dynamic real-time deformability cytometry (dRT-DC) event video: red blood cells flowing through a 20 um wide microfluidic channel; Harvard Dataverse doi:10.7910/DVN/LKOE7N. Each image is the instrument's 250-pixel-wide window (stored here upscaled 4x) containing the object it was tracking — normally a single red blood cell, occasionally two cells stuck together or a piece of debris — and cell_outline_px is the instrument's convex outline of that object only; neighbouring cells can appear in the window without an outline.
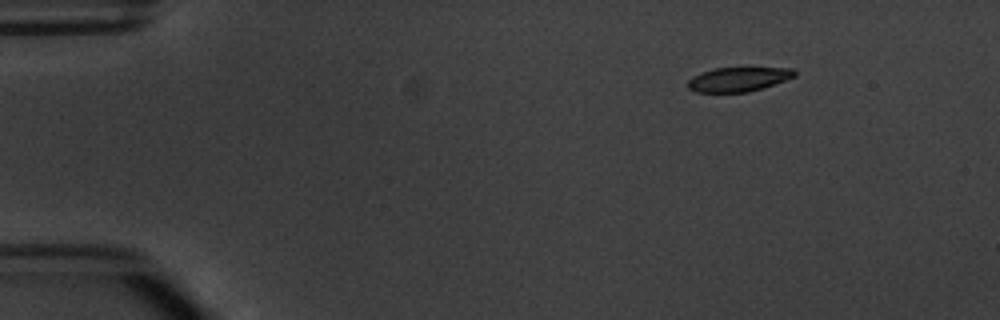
{"species": "common noctule bat (a hibernating species)", "species_latin": "Nyctalus noctula", "temperature_condition": "warm", "stored_images_in_passage": 5, "camera_frame_rate_fps": 3000, "um_per_image_px": 0.085, "animal": {"sex": "male", "body_mass_g": 20.1, "forearm_length_mm": 53.5}, "frame": {"image": 1, "passage_image": 1, "time_ms": 0.0, "image_size_px": [1000, 320], "cell_outline_px": [[796, 76], [748, 92], [696, 92], [688, 88], [688, 80], [692, 76], [700, 72], [716, 68], [792, 68], [796, 72]], "centroid_in_image_um": [62.71, 6.73], "position_along_channel_um": 22.3, "area_um2": 14.91}}
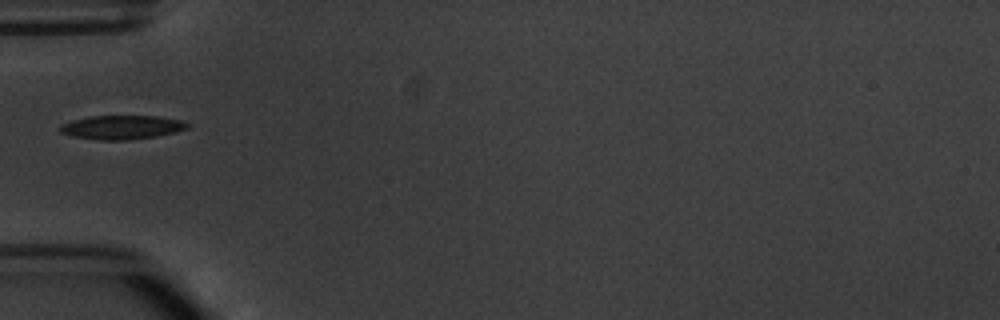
{"frame": {"image": 2, "passage_image": 4, "time_ms": 3.667, "image_size_px": [1000, 320], "cell_outline_px": [[188, 128], [176, 132], [156, 136], [128, 140], [100, 140], [72, 136], [60, 132], [60, 124], [72, 120], [92, 116], [156, 116], [180, 120], [188, 124]], "centroid_in_image_um": [10.33, 10.82], "position_along_channel_um": 74.7, "area_um2": 17.63}}